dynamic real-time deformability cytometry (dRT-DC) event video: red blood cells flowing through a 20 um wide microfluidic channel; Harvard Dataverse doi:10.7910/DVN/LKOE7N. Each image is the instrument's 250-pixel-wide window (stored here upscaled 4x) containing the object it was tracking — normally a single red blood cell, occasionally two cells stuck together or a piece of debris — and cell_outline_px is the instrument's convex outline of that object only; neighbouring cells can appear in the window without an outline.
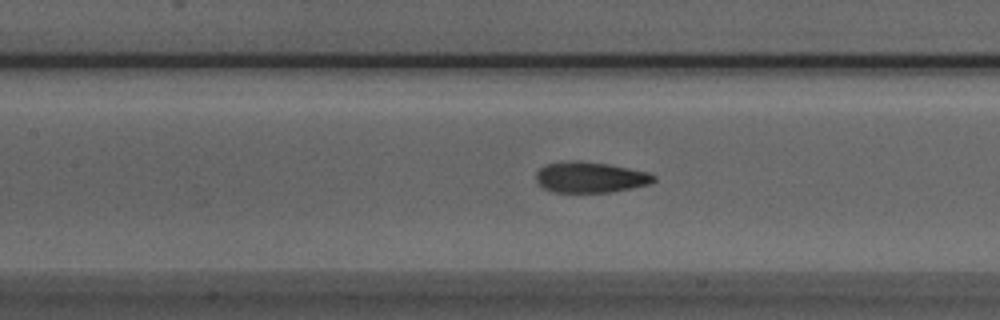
{"species": "Egyptian fruit bat (a non-hibernating species)", "species_latin": "Rousettus aegyptiacus", "temperature_condition": "room temperature", "stored_images_in_passage": 34, "camera_frame_rate_fps": 3000, "um_per_image_px": 0.085, "animal": {"sex": "male"}, "frame": {"image": 1, "passage_image": 10, "time_ms": 3.0, "image_size_px": [1000, 320], "cell_outline_px": [[656, 180], [652, 184], [632, 188], [608, 192], [552, 192], [544, 188], [536, 180], [536, 172], [540, 168], [548, 164], [572, 160], [580, 160], [608, 164], [648, 172], [656, 176]], "centroid_in_image_um": [50.2, 15.07], "position_along_channel_um": 157.2, "area_um2": 21.15}}
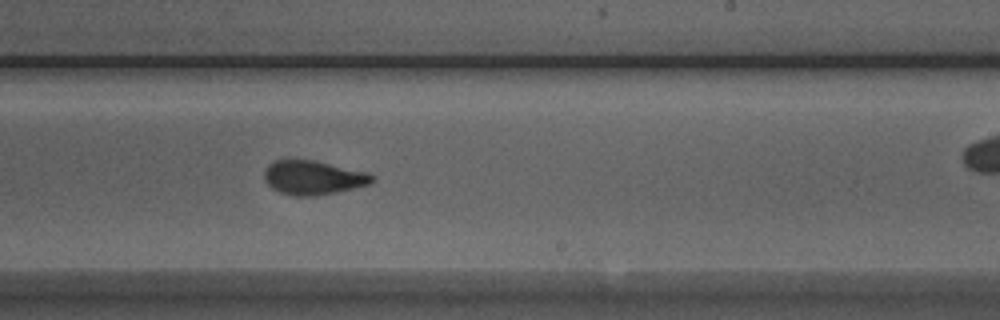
{"frame": {"image": 2, "passage_image": 18, "time_ms": 5.667, "image_size_px": [1000, 320], "cell_outline_px": [[376, 180], [368, 184], [336, 192], [312, 196], [292, 196], [280, 192], [272, 188], [264, 180], [264, 172], [268, 164], [272, 160], [312, 160], [368, 172], [376, 176]], "centroid_in_image_um": [26.61, 15.09], "position_along_channel_um": 262.4, "area_um2": 21.39}}
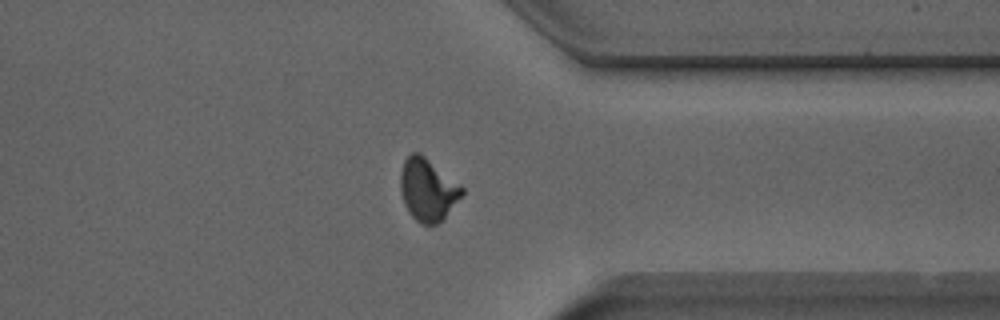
{"frame": {"image": 3, "passage_image": 27, "time_ms": 8.667, "image_size_px": [1000, 320], "cell_outline_px": [[464, 192], [444, 220], [436, 224], [420, 224], [412, 216], [404, 204], [400, 192], [400, 172], [404, 160], [412, 152], [420, 152], [460, 184], [464, 188]], "centroid_in_image_um": [36.35, 16.12], "position_along_channel_um": 375.0, "area_um2": 22.54}, "authors_computed_cell_mechanics": {"area_um2": 21.4727, "velocity_mm_per_s": 3.9595, "shape_relaxation_time_tau1_ms": 4.863, "shape_relaxation_time_tau2_ms": 1.682, "deformation_change_tau1": 0.1807, "deformation_change_tau2": 0.07}}